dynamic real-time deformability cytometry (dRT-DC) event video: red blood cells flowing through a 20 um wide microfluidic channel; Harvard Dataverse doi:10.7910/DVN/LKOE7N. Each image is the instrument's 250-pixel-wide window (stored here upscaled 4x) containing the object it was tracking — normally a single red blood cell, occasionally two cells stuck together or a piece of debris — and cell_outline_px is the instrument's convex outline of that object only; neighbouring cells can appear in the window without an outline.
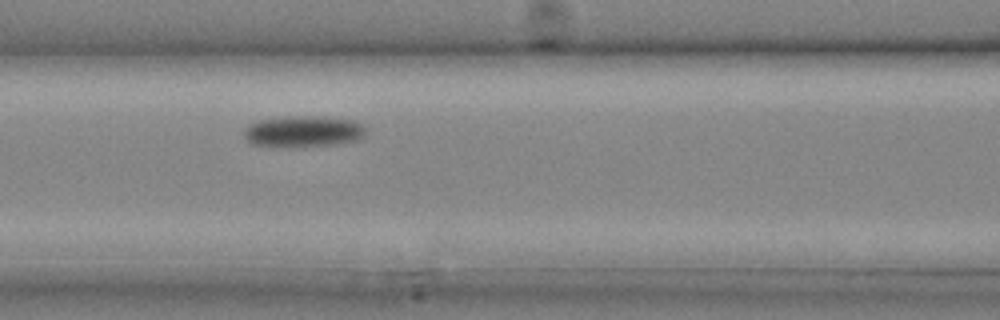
{"species": "common noctule bat (a hibernating species)", "species_latin": "Nyctalus noctula", "temperature_condition": "cold", "stored_images_in_passage": 4, "camera_frame_rate_fps": 3000, "um_per_image_px": 0.085, "animal": {"sex": "male", "body_mass_g": 20.4}, "frame": {"image": 1, "passage_image": 4, "time_ms": 1.0, "image_size_px": [1000, 320], "cell_outline_px": [[364, 132], [356, 140], [332, 144], [252, 144], [244, 136], [244, 132], [252, 124], [260, 120], [288, 116], [316, 116], [352, 120], [360, 124], [364, 128]], "centroid_in_image_um": [25.79, 11.11], "position_along_channel_um": 140.8, "area_um2": 20.63}}